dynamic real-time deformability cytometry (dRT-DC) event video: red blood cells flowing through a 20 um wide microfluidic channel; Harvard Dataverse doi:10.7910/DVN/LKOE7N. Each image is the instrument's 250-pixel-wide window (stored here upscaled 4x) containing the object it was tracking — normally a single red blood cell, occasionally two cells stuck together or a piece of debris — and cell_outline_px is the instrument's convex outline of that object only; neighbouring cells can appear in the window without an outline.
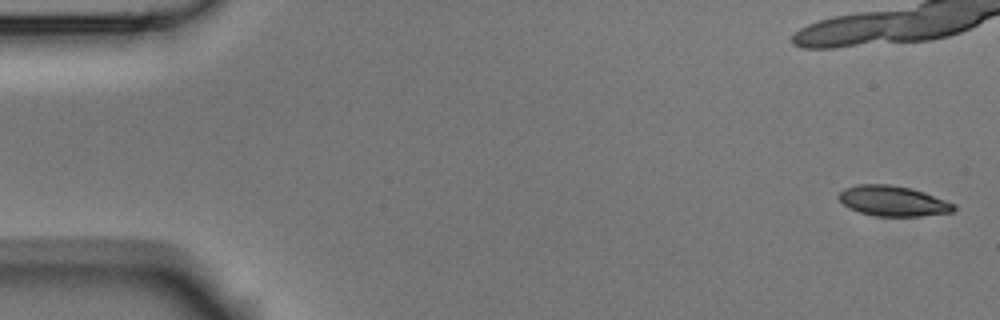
{"species": "Egyptian fruit bat (a non-hibernating species)", "species_latin": "Rousettus aegyptiacus", "temperature_condition": "room temperature", "stored_images_in_passage": 10, "camera_frame_rate_fps": 3000, "um_per_image_px": 0.085, "animal": {"sex": "male"}, "frame": {"image": 1, "passage_image": 1, "time_ms": 0.0, "image_size_px": [1000, 320], "cell_outline_px": [[956, 208], [952, 212], [920, 216], [876, 216], [860, 212], [848, 208], [836, 196], [844, 188], [860, 184], [892, 184], [912, 188], [924, 192], [956, 204]], "centroid_in_image_um": [75.9, 17.07], "position_along_channel_um": 9.1, "area_um2": 20.4}}
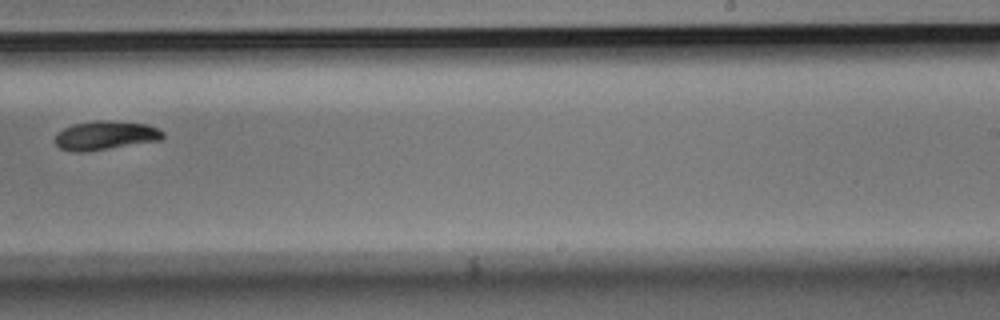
{"frame": {"image": 2, "passage_image": 10, "time_ms": 3.0, "image_size_px": [1000, 320], "cell_outline_px": [[164, 136], [160, 140], [84, 152], [76, 152], [60, 148], [52, 140], [56, 132], [72, 124], [96, 120], [108, 120], [148, 124], [164, 132]], "centroid_in_image_um": [8.9, 11.5], "position_along_channel_um": 280.1, "area_um2": 18.26}}